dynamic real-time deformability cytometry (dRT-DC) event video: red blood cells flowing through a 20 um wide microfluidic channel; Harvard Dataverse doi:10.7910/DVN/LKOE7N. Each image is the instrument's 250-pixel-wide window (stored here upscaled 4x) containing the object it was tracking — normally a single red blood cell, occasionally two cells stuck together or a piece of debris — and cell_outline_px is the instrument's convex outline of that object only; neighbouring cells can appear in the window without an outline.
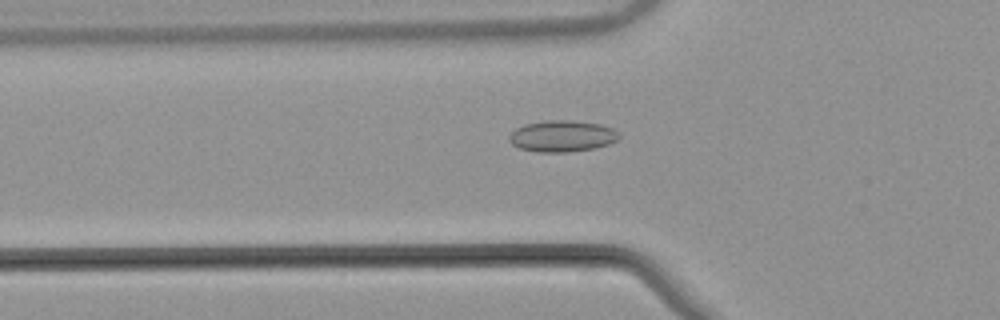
{"species": "common noctule bat (a hibernating species)", "species_latin": "Nyctalus noctula", "temperature_condition": "warm", "stored_images_in_passage": 51, "camera_frame_rate_fps": 3000, "um_per_image_px": 0.085, "animal": {"sex": "male", "body_mass_g": 21.5, "forearm_length_mm": 52.0}, "frame": {"image": 1, "passage_image": 19, "time_ms": 6.0, "image_size_px": [1000, 320], "cell_outline_px": [[620, 136], [616, 140], [608, 144], [596, 148], [568, 152], [536, 152], [520, 148], [512, 144], [508, 140], [508, 136], [516, 128], [524, 124], [544, 120], [568, 120], [600, 124], [612, 128], [620, 132]], "centroid_in_image_um": [47.77, 11.57], "position_along_channel_um": 78.0, "area_um2": 20.23}}
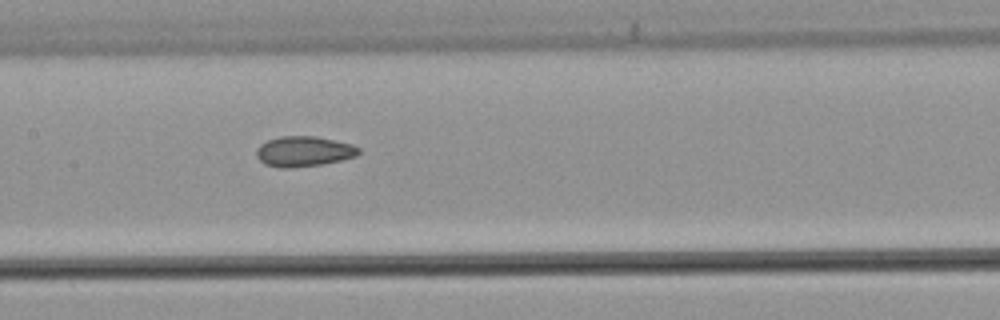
{"frame": {"image": 2, "passage_image": 27, "time_ms": 8.667, "image_size_px": [1000, 320], "cell_outline_px": [[360, 152], [356, 156], [324, 164], [292, 168], [280, 168], [264, 164], [256, 156], [256, 148], [260, 144], [268, 140], [280, 136], [316, 136], [352, 144], [360, 148]], "centroid_in_image_um": [25.8, 12.87], "position_along_channel_um": 181.6, "area_um2": 18.21}}
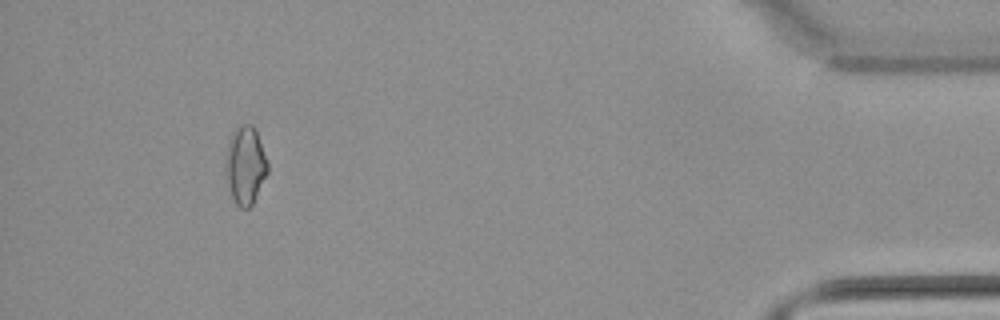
{"frame": {"image": 3, "passage_image": 50, "time_ms": 16.333, "image_size_px": [1000, 320], "cell_outline_px": [[268, 172], [252, 204], [248, 208], [240, 208], [236, 204], [232, 196], [228, 184], [224, 168], [224, 160], [228, 140], [232, 132], [240, 124], [252, 124], [256, 128], [268, 164]], "centroid_in_image_um": [20.83, 14.01], "position_along_channel_um": 414.4, "area_um2": 19.31}}